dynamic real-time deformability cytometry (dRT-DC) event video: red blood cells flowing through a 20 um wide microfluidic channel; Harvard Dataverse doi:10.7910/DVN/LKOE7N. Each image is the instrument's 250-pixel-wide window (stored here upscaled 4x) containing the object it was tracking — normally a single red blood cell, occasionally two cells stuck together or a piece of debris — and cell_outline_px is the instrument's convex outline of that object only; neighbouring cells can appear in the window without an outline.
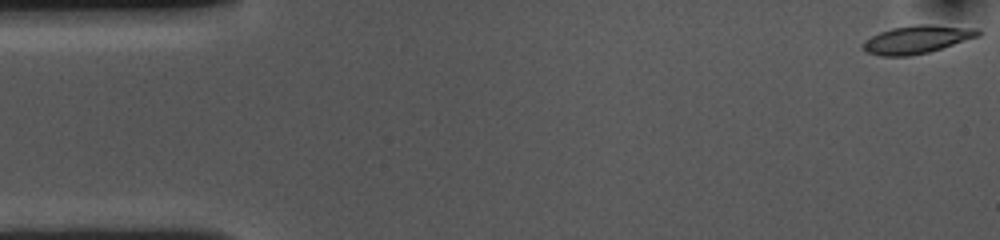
{"species": "common noctule bat (a hibernating species)", "species_latin": "Nyctalus noctula", "temperature_condition": "cold", "stored_images_in_passage": 54, "camera_frame_rate_fps": 3000, "um_per_image_px": 0.085, "animal": {"sex": "female", "body_mass_g": 10.0, "forearm_length_mm": 53.1}, "frame": {"image": 1, "passage_image": 1, "time_ms": 0.0, "image_size_px": [1000, 240], "cell_outline_px": [[980, 36], [928, 52], [908, 56], [880, 56], [864, 52], [860, 48], [860, 44], [864, 40], [880, 32], [892, 28], [916, 24], [932, 24], [980, 28]], "centroid_in_image_um": [77.91, 3.35], "position_along_channel_um": 7.1, "area_um2": 19.07}}
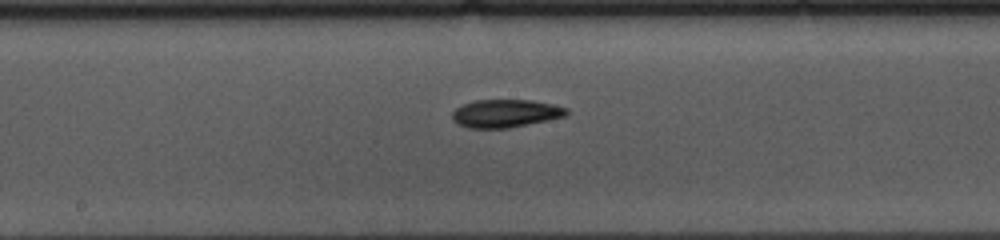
{"frame": {"image": 2, "passage_image": 27, "time_ms": 8.667, "image_size_px": [1000, 240], "cell_outline_px": [[568, 112], [564, 116], [548, 120], [508, 128], [468, 128], [456, 124], [452, 120], [452, 112], [456, 108], [464, 104], [476, 100], [532, 100], [552, 104], [568, 108]], "centroid_in_image_um": [42.93, 9.64], "position_along_channel_um": 205.3, "area_um2": 18.61}}
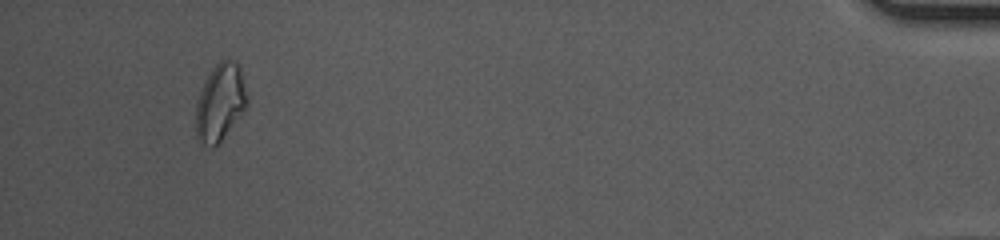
{"frame": {"image": 3, "passage_image": 51, "time_ms": 16.667, "image_size_px": [1000, 240], "cell_outline_px": [[248, 104], [220, 140], [212, 148], [204, 144], [196, 136], [196, 100], [200, 88], [204, 80], [212, 68], [220, 60], [236, 60], [240, 64], [248, 96]], "centroid_in_image_um": [18.71, 8.63], "position_along_channel_um": 416.5, "area_um2": 23.06}, "authors_computed_cell_mechanics": {"area_um2": 18.5827, "velocity_mm_per_s": 3.6074, "shape_relaxation_time_tau1_ms": 4.3888, "shape_relaxation_time_tau2_ms": null, "deformation_change_tau1": 0.1201, "deformation_change_tau2": null}}